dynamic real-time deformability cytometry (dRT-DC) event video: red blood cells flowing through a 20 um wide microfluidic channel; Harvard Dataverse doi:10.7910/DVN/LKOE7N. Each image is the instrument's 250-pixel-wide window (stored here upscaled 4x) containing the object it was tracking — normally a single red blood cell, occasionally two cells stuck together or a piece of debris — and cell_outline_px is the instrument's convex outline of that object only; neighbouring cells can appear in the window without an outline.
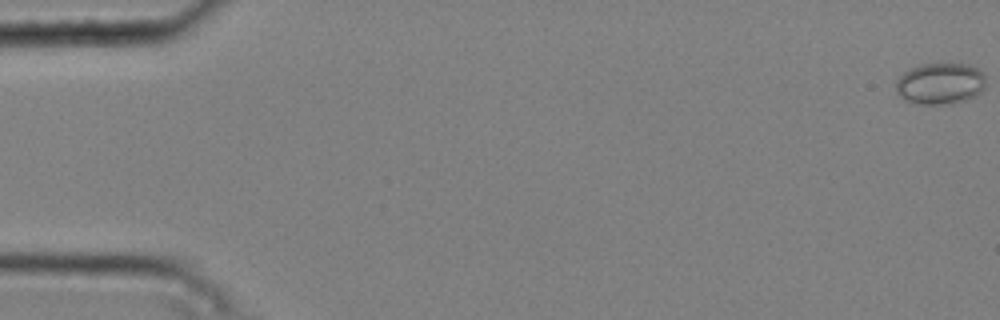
{"species": "common noctule bat (a hibernating species)", "species_latin": "Nyctalus noctula", "temperature_condition": "cold", "stored_images_in_passage": 49, "camera_frame_rate_fps": 3000, "um_per_image_px": 0.085, "animal": {"sex": "male", "body_mass_g": 20.4}, "frame": {"image": 1, "passage_image": 1, "time_ms": 0.0, "image_size_px": [1000, 320], "cell_outline_px": [[984, 88], [976, 96], [968, 100], [952, 104], [920, 104], [904, 100], [896, 92], [896, 80], [904, 72], [920, 64], [968, 64], [976, 68], [984, 76]], "centroid_in_image_um": [79.9, 7.12], "position_along_channel_um": 5.1, "area_um2": 21.73}}
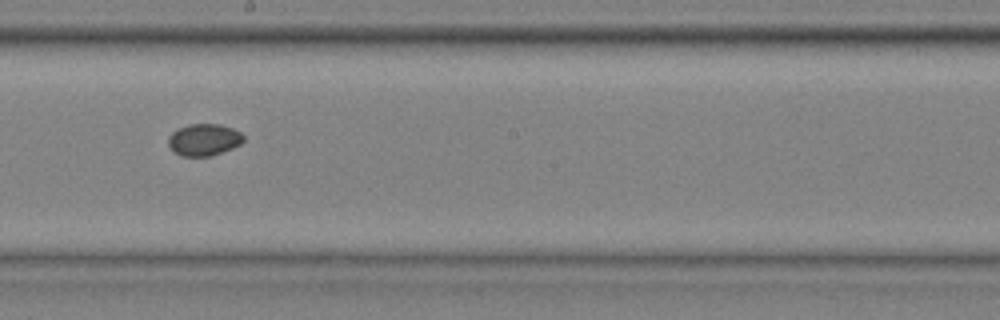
{"frame": {"image": 2, "passage_image": 31, "time_ms": 10.0, "image_size_px": [1000, 320], "cell_outline_px": [[244, 140], [240, 144], [232, 148], [212, 156], [180, 156], [172, 152], [168, 144], [168, 136], [176, 128], [188, 124], [220, 124], [232, 128], [240, 132], [244, 136]], "centroid_in_image_um": [17.3, 11.88], "position_along_channel_um": 230.9, "area_um2": 14.22}}
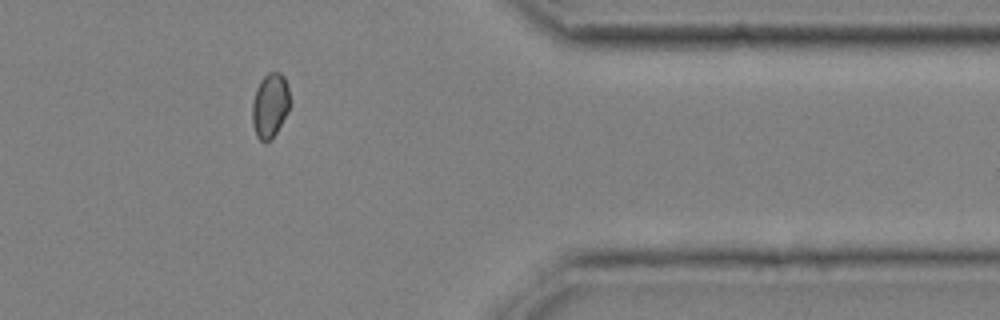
{"frame": {"image": 3, "passage_image": 45, "time_ms": 14.667, "image_size_px": [1000, 320], "cell_outline_px": [[288, 112], [272, 140], [260, 140], [256, 136], [252, 124], [252, 100], [256, 88], [260, 80], [268, 72], [280, 72], [284, 76], [288, 88]], "centroid_in_image_um": [22.92, 8.96], "position_along_channel_um": 388.5, "area_um2": 14.16}, "authors_computed_cell_mechanics": {"area_um2": 14.2188, "velocity_mm_per_s": 3.7642, "shape_relaxation_time_tau1_ms": null, "shape_relaxation_time_tau2_ms": 3.3056, "deformation_change_tau1": null, "deformation_change_tau2": 0.0229}}